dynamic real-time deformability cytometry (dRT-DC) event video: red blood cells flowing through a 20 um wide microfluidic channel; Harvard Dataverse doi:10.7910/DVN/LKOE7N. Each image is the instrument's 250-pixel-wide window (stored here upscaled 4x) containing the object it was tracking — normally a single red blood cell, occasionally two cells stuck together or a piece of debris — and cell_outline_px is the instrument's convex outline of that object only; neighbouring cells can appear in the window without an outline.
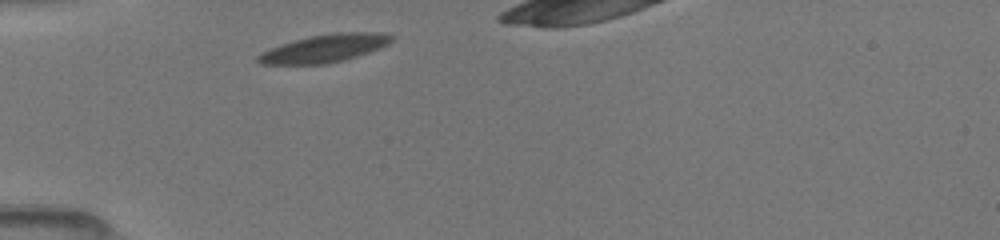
{"species": "common noctule bat (a hibernating species)", "species_latin": "Nyctalus noctula", "temperature_condition": "room temperature", "stored_images_in_passage": 32, "camera_frame_rate_fps": 3000, "um_per_image_px": 0.085, "animal": {"sex": "female", "body_mass_g": 19.5, "forearm_length_mm": 54.1}, "frame": {"image": 1, "passage_image": 1, "time_ms": 0.0, "image_size_px": [1000, 240], "cell_outline_px": [[396, 36], [388, 44], [380, 48], [344, 60], [328, 64], [260, 64], [256, 60], [256, 56], [260, 52], [280, 44], [308, 36], [336, 32], [380, 32]], "centroid_in_image_um": [27.57, 4.1], "position_along_channel_um": 57.4, "area_um2": 21.85}}
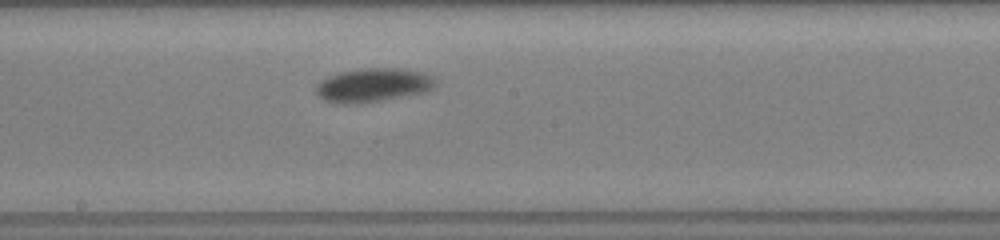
{"frame": {"image": 2, "passage_image": 11, "time_ms": 4.333, "image_size_px": [1000, 240], "cell_outline_px": [[436, 84], [432, 88], [424, 92], [380, 100], [356, 104], [336, 104], [324, 100], [316, 92], [316, 84], [340, 72], [364, 68], [404, 68], [420, 72], [436, 80]], "centroid_in_image_um": [31.69, 7.24], "position_along_channel_um": 216.5, "area_um2": 23.12}}
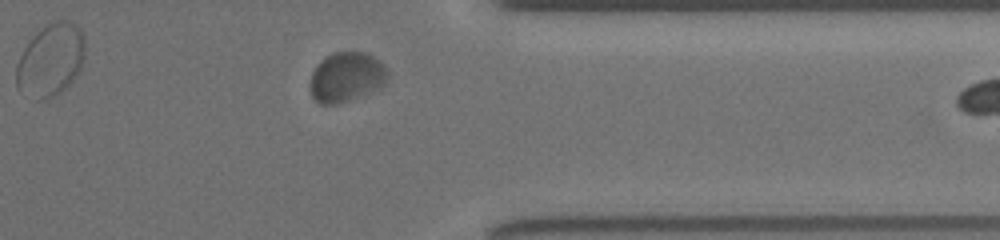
{"frame": {"image": 3, "passage_image": 30, "time_ms": 8.667, "image_size_px": [1000, 240], "cell_outline_px": [[388, 76], [376, 88], [348, 100], [336, 104], [320, 104], [312, 96], [312, 72], [332, 52], [368, 52], [380, 60], [384, 64], [388, 72]], "centroid_in_image_um": [29.47, 6.52], "position_along_channel_um": 381.9, "area_um2": 21.68}}